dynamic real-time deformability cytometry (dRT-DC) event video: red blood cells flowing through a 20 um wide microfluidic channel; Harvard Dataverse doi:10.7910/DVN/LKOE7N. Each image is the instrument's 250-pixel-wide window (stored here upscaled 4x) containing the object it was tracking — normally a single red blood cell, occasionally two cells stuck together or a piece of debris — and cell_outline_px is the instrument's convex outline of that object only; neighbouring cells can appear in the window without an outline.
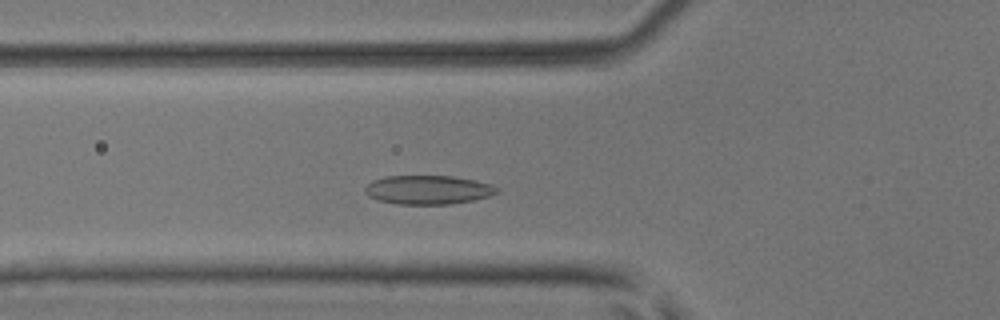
{"species": "common noctule bat (a hibernating species)", "species_latin": "Nyctalus noctula", "temperature_condition": "room temperature", "stored_images_in_passage": 44, "camera_frame_rate_fps": 3000, "um_per_image_px": 0.085, "animal": {"sex": "male", "body_mass_g": 17.9, "forearm_length_mm": 54.2}, "frame": {"image": 1, "passage_image": 12, "time_ms": 3.667, "image_size_px": [1000, 320], "cell_outline_px": [[500, 192], [488, 196], [472, 200], [452, 204], [396, 204], [380, 200], [368, 196], [364, 192], [364, 188], [372, 180], [388, 176], [452, 176], [476, 180], [492, 184], [500, 188]], "centroid_in_image_um": [36.41, 16.13], "position_along_channel_um": 89.4, "area_um2": 22.31}}
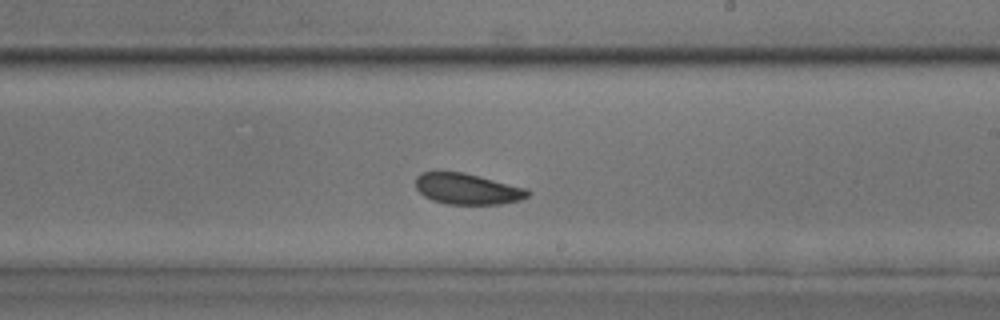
{"frame": {"image": 2, "passage_image": 24, "time_ms": 7.667, "image_size_px": [1000, 320], "cell_outline_px": [[532, 192], [528, 196], [520, 200], [500, 204], [448, 204], [432, 200], [424, 196], [416, 188], [416, 176], [420, 172], [464, 172], [528, 188]], "centroid_in_image_um": [39.75, 16.05], "position_along_channel_um": 249.3, "area_um2": 20.35}}
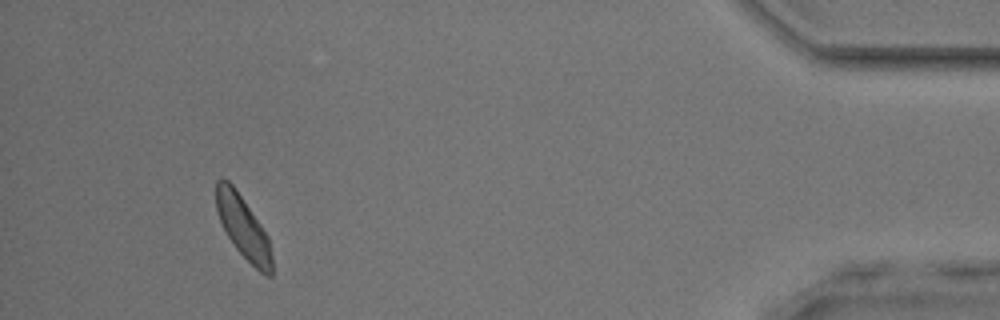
{"frame": {"image": 3, "passage_image": 41, "time_ms": 13.333, "image_size_px": [1000, 320], "cell_outline_px": [[272, 276], [264, 276], [236, 248], [228, 236], [220, 220], [216, 208], [216, 180], [228, 180], [236, 188], [268, 236], [272, 256]], "centroid_in_image_um": [20.68, 19.32], "position_along_channel_um": 414.5, "area_um2": 19.94}, "authors_computed_cell_mechanics": {"area_um2": 20.7791, "velocity_mm_per_s": 4.0169, "shape_relaxation_time_tau1_ms": 2.6131, "shape_relaxation_time_tau2_ms": 5.7774, "deformation_change_tau1": 0.0757, "deformation_change_tau2": 0.1062}}